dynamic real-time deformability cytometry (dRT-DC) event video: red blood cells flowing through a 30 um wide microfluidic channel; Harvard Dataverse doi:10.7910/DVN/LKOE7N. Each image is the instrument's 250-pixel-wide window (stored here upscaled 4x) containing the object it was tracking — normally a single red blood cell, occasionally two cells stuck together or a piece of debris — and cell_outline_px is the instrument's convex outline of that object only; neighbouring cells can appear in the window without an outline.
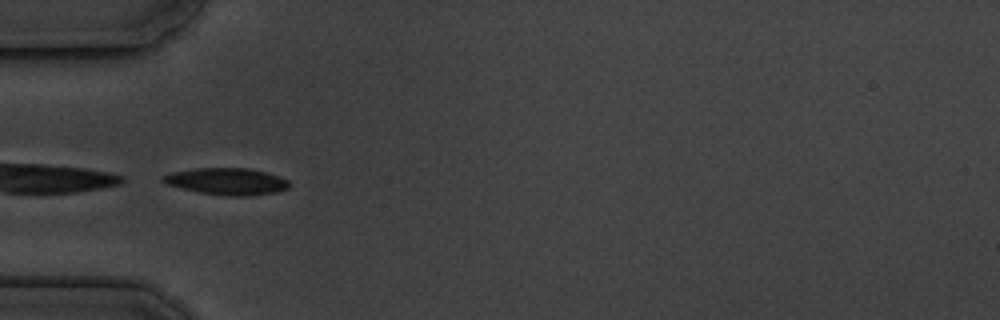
{"species": "common noctule bat (a hibernating species)", "species_latin": "Nyctalus noctula", "temperature_condition": "cold", "stored_images_in_passage": 17, "camera_frame_rate_fps": 3000, "um_per_image_px": 0.085, "animal": {"sex": "male", "body_mass_g": 19.5, "forearm_length_mm": 54.6}, "frame": {"image": 1, "passage_image": 6, "time_ms": 5.667, "image_size_px": [1000, 320], "cell_outline_px": [[288, 188], [276, 192], [252, 196], [228, 196], [200, 192], [168, 184], [160, 180], [160, 176], [172, 172], [196, 168], [248, 168], [268, 172], [280, 176], [288, 180]], "centroid_in_image_um": [19.31, 15.41], "position_along_channel_um": 65.7, "area_um2": 19.71}}
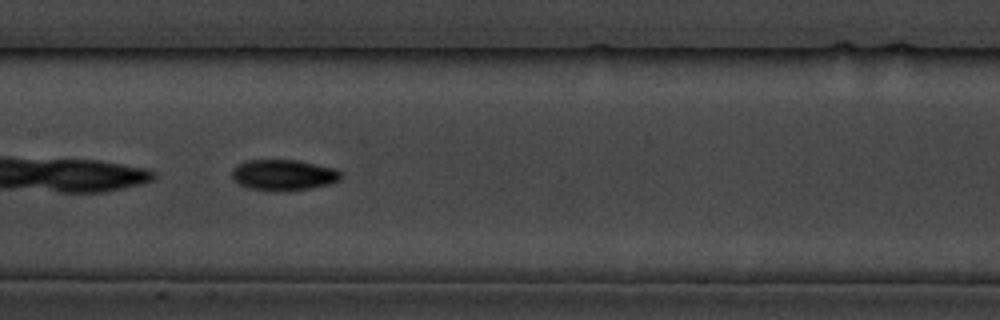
{"frame": {"image": 2, "passage_image": 9, "time_ms": 9.0, "image_size_px": [1000, 320], "cell_outline_px": [[344, 176], [340, 180], [328, 184], [308, 188], [276, 192], [248, 188], [240, 184], [232, 176], [232, 168], [236, 164], [248, 160], [300, 160], [336, 168]], "centroid_in_image_um": [24.11, 14.86], "position_along_channel_um": 183.3, "area_um2": 19.77}}
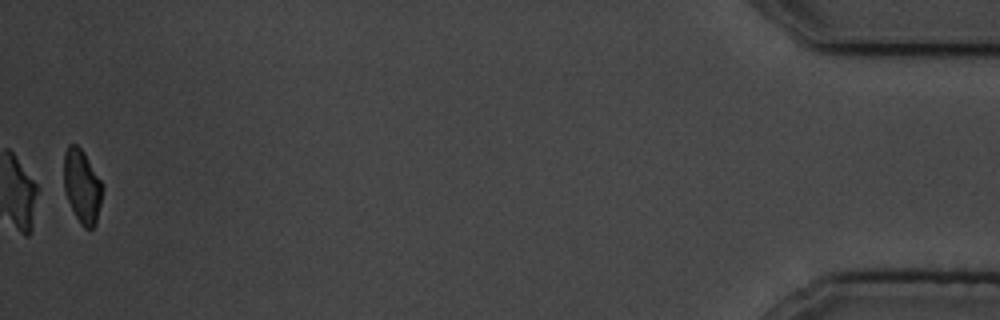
{"frame": {"image": 3, "passage_image": 17, "time_ms": 18.333, "image_size_px": [1000, 320], "cell_outline_px": [[104, 188], [96, 224], [92, 228], [84, 228], [80, 224], [68, 200], [64, 188], [64, 152], [68, 144], [76, 144], [84, 152], [100, 180]], "centroid_in_image_um": [6.98, 15.83], "position_along_channel_um": 428.2, "area_um2": 16.47}, "authors_computed_cell_mechanics": {"area_um2": 19.652, "velocity_mm_per_s": 3.564, "shape_relaxation_time_tau1_ms": 1.6027, "shape_relaxation_time_tau2_ms": 3.7015, "deformation_change_tau1": 0.0776, "deformation_change_tau2": 0.0646}}